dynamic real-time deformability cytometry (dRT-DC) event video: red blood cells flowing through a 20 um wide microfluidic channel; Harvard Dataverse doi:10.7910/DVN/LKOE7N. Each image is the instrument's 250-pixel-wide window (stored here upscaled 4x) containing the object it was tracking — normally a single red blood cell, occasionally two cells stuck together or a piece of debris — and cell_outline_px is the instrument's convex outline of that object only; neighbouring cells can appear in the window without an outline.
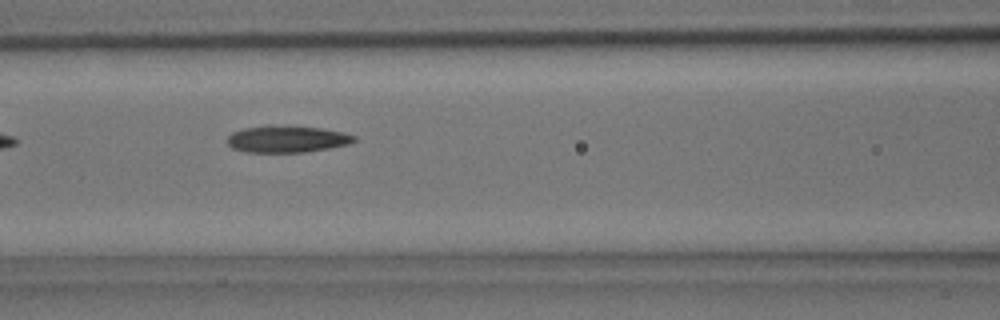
{"species": "common noctule bat (a hibernating species)", "species_latin": "Nyctalus noctula", "temperature_condition": "room temperature", "stored_images_in_passage": 9, "camera_frame_rate_fps": 3000, "um_per_image_px": 0.085, "animal": {"sex": "male", "body_mass_g": 15.6}, "frame": {"image": 1, "passage_image": 9, "time_ms": 2.667, "image_size_px": [1000, 320], "cell_outline_px": [[356, 140], [348, 144], [328, 148], [304, 152], [244, 152], [232, 148], [228, 144], [228, 136], [232, 132], [244, 128], [320, 128], [344, 132], [356, 136]], "centroid_in_image_um": [24.41, 11.87], "position_along_channel_um": 142.2, "area_um2": 18.84}}